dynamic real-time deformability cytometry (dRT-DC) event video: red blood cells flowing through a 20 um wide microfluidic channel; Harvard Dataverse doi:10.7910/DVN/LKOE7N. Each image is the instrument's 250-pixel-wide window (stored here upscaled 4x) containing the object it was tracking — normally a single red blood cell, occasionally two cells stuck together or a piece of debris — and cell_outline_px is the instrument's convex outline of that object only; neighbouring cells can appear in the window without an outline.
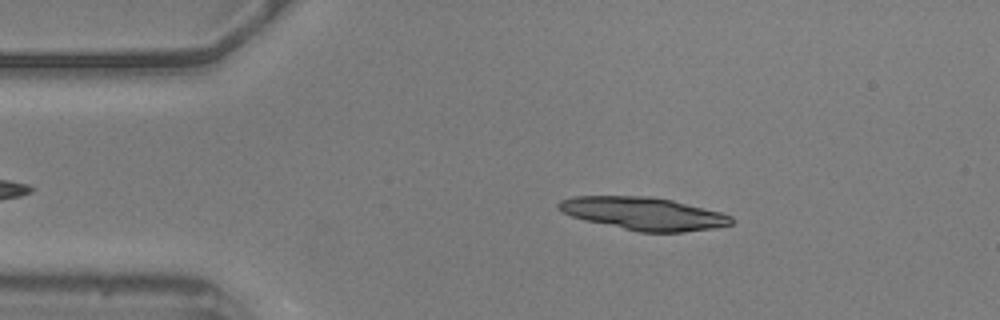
{"species": "common noctule bat (a hibernating species)", "species_latin": "Nyctalus noctula", "temperature_condition": "warm", "stored_images_in_passage": 14, "camera_frame_rate_fps": 3000, "um_per_image_px": 0.085, "animal": {"sex": "male", "body_mass_g": 20.5, "forearm_length_mm": 52.5}, "frame": {"image": 1, "passage_image": 8, "time_ms": 2.333, "image_size_px": [1000, 320], "cell_outline_px": [[736, 220], [732, 224], [716, 228], [680, 232], [640, 232], [584, 220], [560, 212], [556, 208], [556, 204], [560, 200], [572, 196], [652, 196], [672, 200], [720, 212], [732, 216]], "centroid_in_image_um": [54.68, 18.15], "position_along_channel_um": 30.3, "area_um2": 33.18}}